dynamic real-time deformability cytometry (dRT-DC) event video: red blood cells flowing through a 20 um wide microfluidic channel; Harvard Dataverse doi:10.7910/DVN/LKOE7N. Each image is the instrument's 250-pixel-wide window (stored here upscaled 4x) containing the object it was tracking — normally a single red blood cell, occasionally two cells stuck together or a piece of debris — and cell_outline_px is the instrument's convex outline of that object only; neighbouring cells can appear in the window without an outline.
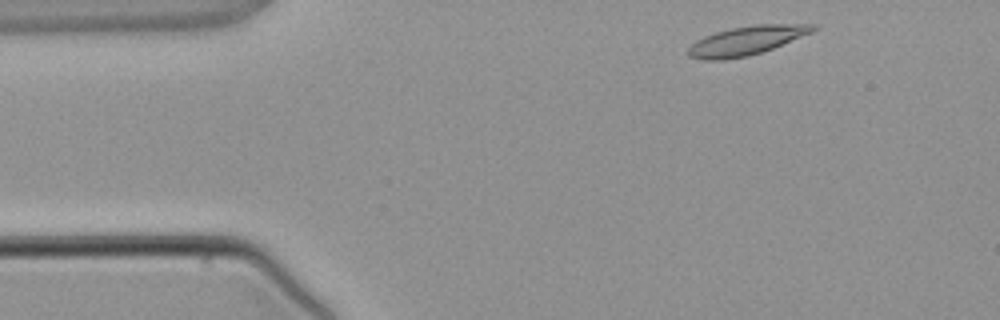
{"species": "common noctule bat (a hibernating species)", "species_latin": "Nyctalus noctula", "temperature_condition": "warm", "stored_images_in_passage": 5, "segment_of_instrument_passage": [2, 2], "camera_frame_rate_fps": 3000, "um_per_image_px": 0.085, "animal": {"sex": "male", "body_mass_g": 21.5, "forearm_length_mm": 52.0}, "frame": {"image": 1, "passage_image": 5, "time_ms": 5.667, "image_size_px": [1000, 320], "cell_outline_px": [[820, 28], [812, 32], [772, 48], [748, 56], [724, 60], [700, 60], [688, 56], [688, 48], [696, 40], [704, 36], [716, 32], [732, 28], [756, 24], [816, 24]], "centroid_in_image_um": [63.44, 3.45], "position_along_channel_um": 21.6, "area_um2": 20.98}}